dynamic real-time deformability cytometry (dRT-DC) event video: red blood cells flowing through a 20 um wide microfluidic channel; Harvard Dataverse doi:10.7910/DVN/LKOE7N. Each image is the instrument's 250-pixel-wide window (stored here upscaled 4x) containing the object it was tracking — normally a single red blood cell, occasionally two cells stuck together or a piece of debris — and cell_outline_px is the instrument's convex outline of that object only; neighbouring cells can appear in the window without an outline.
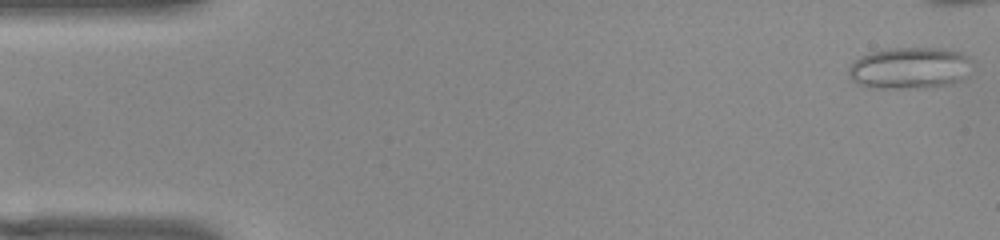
{"species": "common noctule bat (a hibernating species)", "species_latin": "Nyctalus noctula", "temperature_condition": "warm", "stored_images_in_passage": 42, "camera_frame_rate_fps": 3000, "um_per_image_px": 0.085, "animal": {"sex": "female", "body_mass_g": 22.0, "forearm_length_mm": 56.7}, "frame": {"image": 1, "passage_image": 1, "time_ms": 0.0, "image_size_px": [1000, 240], "cell_outline_px": [[972, 60], [956, 80], [952, 84], [928, 88], [868, 88], [856, 84], [848, 76], [848, 68], [860, 56], [884, 48], [944, 48], [960, 52], [968, 56]], "centroid_in_image_um": [77.21, 5.78], "position_along_channel_um": 7.8, "area_um2": 29.82}}
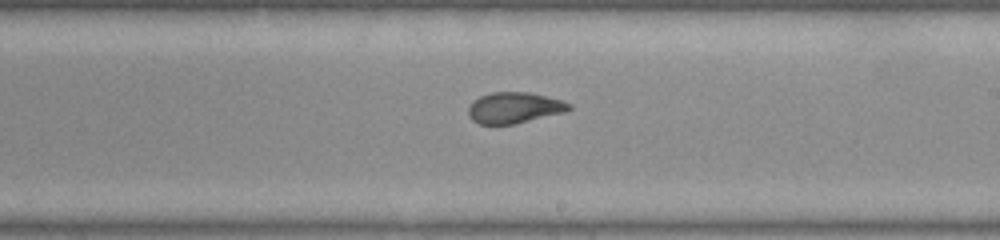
{"frame": {"image": 2, "passage_image": 30, "time_ms": 9.667, "image_size_px": [1000, 240], "cell_outline_px": [[572, 108], [564, 112], [512, 124], [480, 124], [472, 120], [468, 116], [468, 108], [480, 96], [492, 92], [528, 92], [560, 100], [572, 104]], "centroid_in_image_um": [43.7, 9.16], "position_along_channel_um": 245.3, "area_um2": 17.86}}
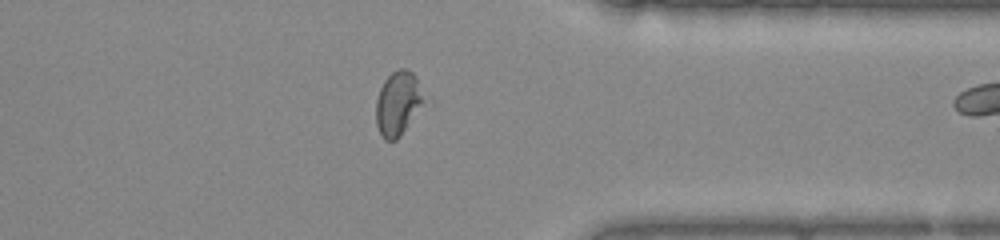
{"frame": {"image": 3, "passage_image": 41, "time_ms": 13.333, "image_size_px": [1000, 240], "cell_outline_px": [[420, 100], [400, 136], [396, 140], [384, 140], [376, 124], [376, 100], [380, 88], [384, 80], [392, 72], [400, 68], [404, 68], [412, 72], [416, 76], [420, 96]], "centroid_in_image_um": [33.7, 8.76], "position_along_channel_um": 377.7, "area_um2": 16.59}}